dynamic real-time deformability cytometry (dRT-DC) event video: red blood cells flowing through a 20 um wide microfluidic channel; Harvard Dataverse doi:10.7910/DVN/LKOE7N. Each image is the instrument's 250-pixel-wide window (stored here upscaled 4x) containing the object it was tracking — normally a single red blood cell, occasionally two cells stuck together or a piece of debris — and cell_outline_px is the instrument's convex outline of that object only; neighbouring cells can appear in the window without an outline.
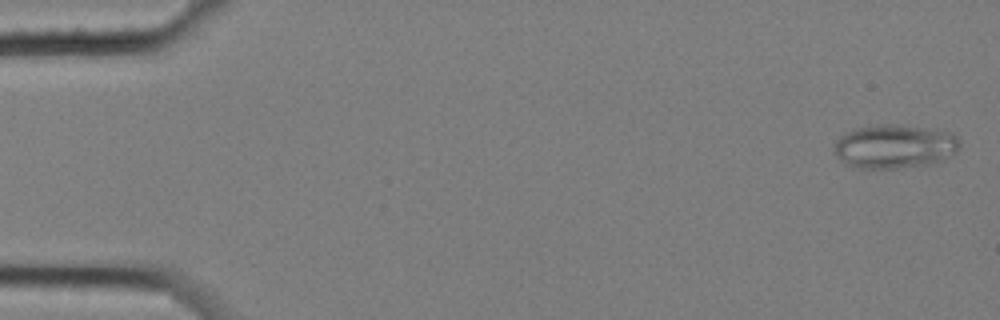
{"species": "common noctule bat (a hibernating species)", "species_latin": "Nyctalus noctula", "temperature_condition": "cold", "stored_images_in_passage": 9, "camera_frame_rate_fps": 3000, "um_per_image_px": 0.085, "animal": {"sex": "female", "body_mass_g": 25.1}, "frame": {"image": 1, "passage_image": 1, "time_ms": 0.0, "image_size_px": [1000, 320], "cell_outline_px": [[960, 144], [956, 152], [944, 160], [928, 164], [896, 168], [856, 168], [840, 160], [832, 152], [836, 140], [840, 136], [852, 128], [880, 124], [892, 124], [948, 132], [956, 136]], "centroid_in_image_um": [75.98, 12.45], "position_along_channel_um": 9.0, "area_um2": 31.96}}
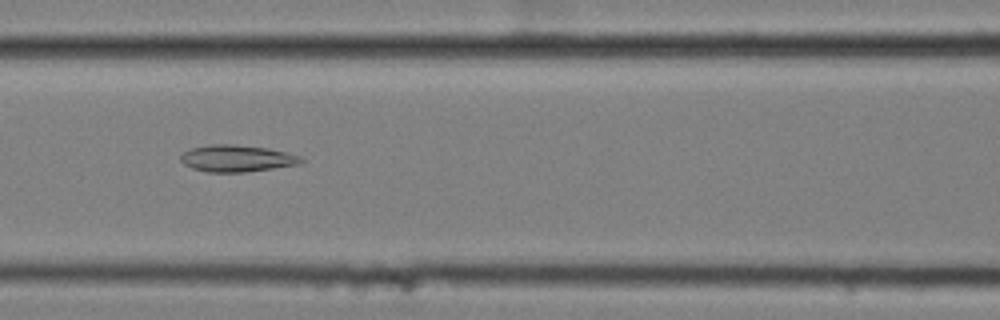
{"frame": {"image": 2, "passage_image": 8, "time_ms": 2.333, "image_size_px": [1000, 320], "cell_outline_px": [[304, 160], [300, 164], [244, 172], [208, 172], [192, 168], [184, 164], [180, 160], [180, 156], [184, 152], [192, 148], [208, 144], [232, 144], [268, 148], [300, 156]], "centroid_in_image_um": [20.11, 13.46], "position_along_channel_um": 146.5, "area_um2": 18.67}}
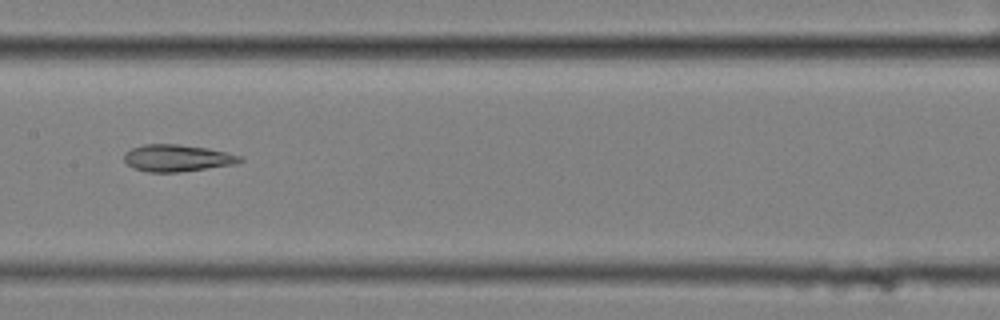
{"frame": {"image": 3, "passage_image": 9, "time_ms": 2.667, "image_size_px": [1000, 320], "cell_outline_px": [[244, 160], [236, 164], [180, 172], [148, 172], [132, 168], [124, 160], [124, 152], [132, 148], [144, 144], [180, 144], [208, 148], [244, 156]], "centroid_in_image_um": [15.08, 13.43], "position_along_channel_um": 192.3, "area_um2": 18.38}}